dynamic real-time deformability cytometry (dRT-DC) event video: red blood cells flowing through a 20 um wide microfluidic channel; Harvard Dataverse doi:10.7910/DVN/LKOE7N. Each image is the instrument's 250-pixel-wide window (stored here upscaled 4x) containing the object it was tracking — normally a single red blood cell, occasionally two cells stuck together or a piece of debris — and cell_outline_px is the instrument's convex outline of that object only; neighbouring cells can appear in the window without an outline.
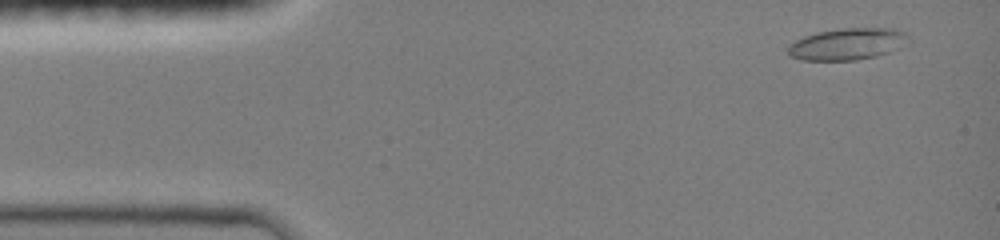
{"species": "common noctule bat (a hibernating species)", "species_latin": "Nyctalus noctula", "temperature_condition": "room temperature", "stored_images_in_passage": 9, "camera_frame_rate_fps": 3000, "um_per_image_px": 0.085, "animal": {"sex": "female", "body_mass_g": 19.0, "forearm_length_mm": 51.5}, "frame": {"image": 1, "passage_image": 2, "time_ms": 0.667, "image_size_px": [1000, 240], "cell_outline_px": [[912, 40], [908, 44], [900, 48], [876, 56], [856, 60], [800, 60], [788, 56], [788, 48], [796, 40], [804, 36], [816, 32], [840, 28], [896, 28], [904, 32]], "centroid_in_image_um": [72.08, 3.73], "position_along_channel_um": 12.9, "area_um2": 22.54}}
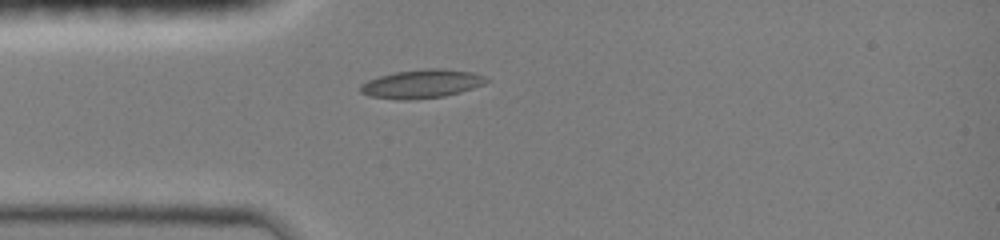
{"frame": {"image": 2, "passage_image": 7, "time_ms": 3.667, "image_size_px": [1000, 240], "cell_outline_px": [[492, 80], [484, 84], [460, 92], [444, 96], [416, 100], [400, 100], [368, 96], [360, 92], [360, 84], [368, 80], [380, 76], [396, 72], [428, 68], [440, 68], [472, 72], [484, 76]], "centroid_in_image_um": [35.85, 7.13], "position_along_channel_um": 49.2, "area_um2": 21.1}}
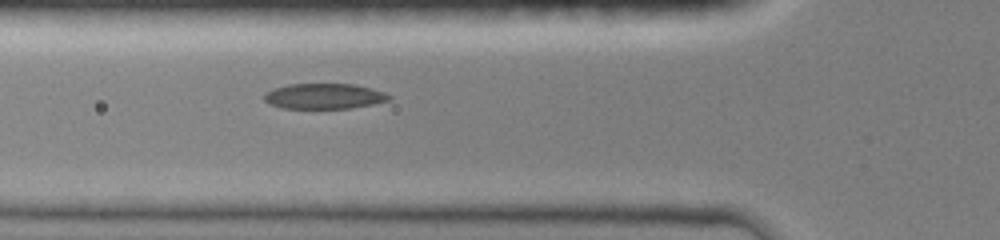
{"frame": {"image": 3, "passage_image": 9, "time_ms": 5.0, "image_size_px": [1000, 240], "cell_outline_px": [[392, 96], [388, 100], [372, 104], [348, 108], [284, 108], [272, 104], [264, 100], [264, 92], [272, 88], [288, 84], [352, 84], [384, 92]], "centroid_in_image_um": [27.5, 8.17], "position_along_channel_um": 98.3, "area_um2": 18.26}}